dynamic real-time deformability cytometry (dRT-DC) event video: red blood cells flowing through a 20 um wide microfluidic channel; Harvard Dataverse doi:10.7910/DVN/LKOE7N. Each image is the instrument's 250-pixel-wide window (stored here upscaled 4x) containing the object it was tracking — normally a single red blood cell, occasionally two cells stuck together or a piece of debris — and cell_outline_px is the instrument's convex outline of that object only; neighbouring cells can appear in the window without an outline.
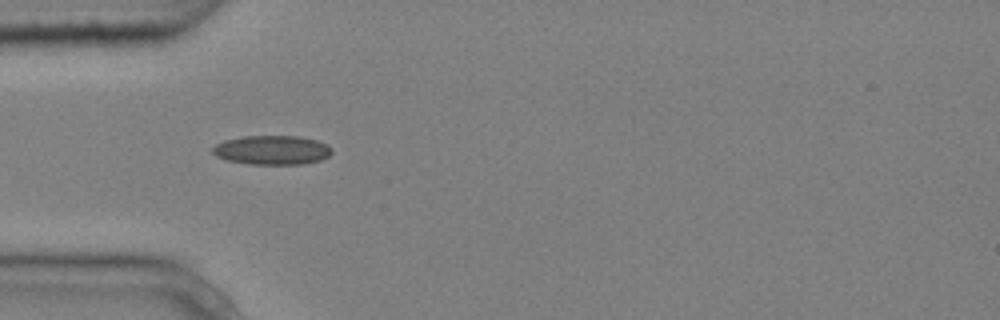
{"species": "common noctule bat (a hibernating species)", "species_latin": "Nyctalus noctula", "temperature_condition": "cold", "stored_images_in_passage": 5, "camera_frame_rate_fps": 3000, "um_per_image_px": 0.085, "animal": {"sex": "male", "body_mass_g": 20.4}, "frame": {"image": 1, "passage_image": 4, "time_ms": 1.0, "image_size_px": [1000, 320], "cell_outline_px": [[332, 152], [328, 156], [320, 160], [304, 164], [248, 164], [228, 160], [216, 156], [212, 152], [212, 148], [216, 144], [224, 140], [244, 136], [300, 136], [316, 140], [328, 144], [332, 148]], "centroid_in_image_um": [23.14, 12.75], "position_along_channel_um": 61.9, "area_um2": 20.35}}
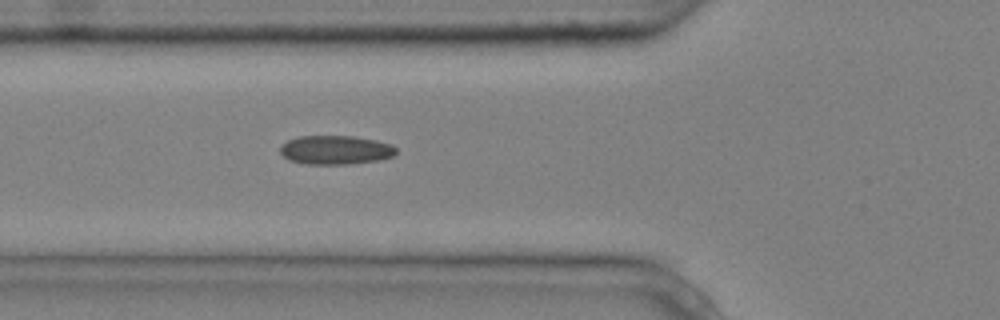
{"frame": {"image": 2, "passage_image": 5, "time_ms": 1.333, "image_size_px": [1000, 320], "cell_outline_px": [[396, 152], [392, 156], [380, 160], [348, 164], [308, 164], [288, 160], [280, 152], [280, 144], [288, 140], [300, 136], [352, 136], [376, 140], [392, 144], [396, 148]], "centroid_in_image_um": [28.51, 12.74], "position_along_channel_um": 97.3, "area_um2": 19.59}}